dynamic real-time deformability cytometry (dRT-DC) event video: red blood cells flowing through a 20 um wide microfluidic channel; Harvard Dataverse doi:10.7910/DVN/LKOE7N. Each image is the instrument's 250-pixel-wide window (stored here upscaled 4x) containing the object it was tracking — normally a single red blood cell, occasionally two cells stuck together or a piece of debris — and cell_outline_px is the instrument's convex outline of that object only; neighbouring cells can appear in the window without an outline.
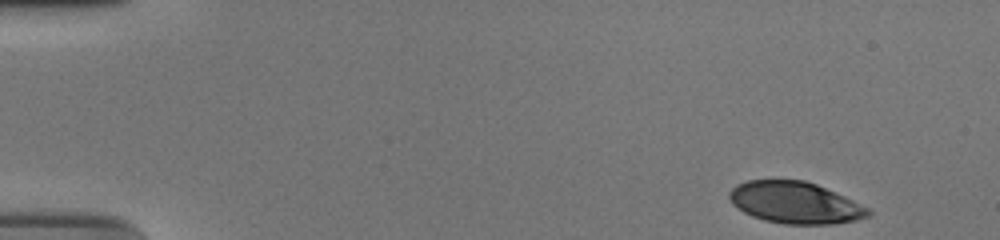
{"species": "human", "species_latin": "Homo sapiens", "temperature_condition": "cold", "stored_images_in_passage": 51, "camera_frame_rate_fps": 3000, "um_per_image_px": 0.085, "donor": {"sex": "male"}, "frame": {"image": 1, "passage_image": 1, "time_ms": 0.0, "image_size_px": [1000, 240], "cell_outline_px": [[872, 216], [856, 220], [832, 224], [784, 224], [764, 220], [752, 216], [744, 212], [732, 204], [728, 196], [728, 192], [736, 184], [748, 180], [804, 180], [816, 184], [844, 196], [868, 208], [872, 212]], "centroid_in_image_um": [67.57, 17.23], "position_along_channel_um": 17.4, "area_um2": 33.76}}
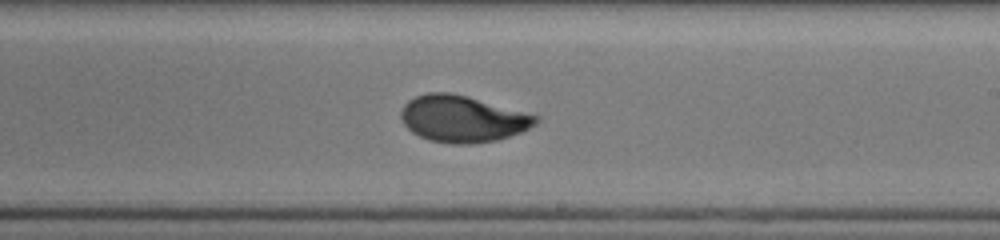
{"frame": {"image": 2, "passage_image": 30, "time_ms": 9.667, "image_size_px": [1000, 240], "cell_outline_px": [[540, 120], [536, 124], [520, 132], [496, 140], [472, 144], [452, 144], [428, 140], [412, 132], [400, 120], [400, 112], [404, 104], [408, 100], [416, 96], [428, 92], [452, 92], [468, 96], [540, 116]], "centroid_in_image_um": [39.3, 10.09], "position_along_channel_um": 249.7, "area_um2": 36.76}}
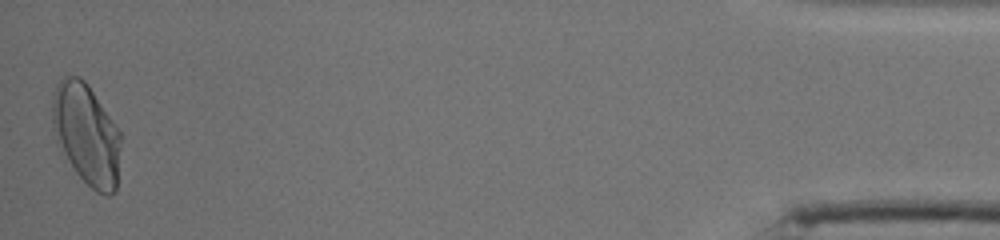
{"frame": {"image": 3, "passage_image": 51, "time_ms": 16.667, "image_size_px": [1000, 240], "cell_outline_px": [[120, 144], [116, 188], [108, 196], [104, 196], [96, 192], [76, 172], [56, 144], [52, 124], [52, 100], [56, 84], [64, 76], [80, 76], [88, 84], [120, 132]], "centroid_in_image_um": [7.31, 11.39], "position_along_channel_um": 427.9, "area_um2": 40.11}, "authors_computed_cell_mechanics": {"area_um2": 36.0672, "velocity_mm_per_s": 3.7236, "shape_relaxation_time_tau1_ms": 4.4992, "shape_relaxation_time_tau2_ms": 0.9999, "deformation_change_tau1": 0.1925, "deformation_change_tau2": 0.051}}